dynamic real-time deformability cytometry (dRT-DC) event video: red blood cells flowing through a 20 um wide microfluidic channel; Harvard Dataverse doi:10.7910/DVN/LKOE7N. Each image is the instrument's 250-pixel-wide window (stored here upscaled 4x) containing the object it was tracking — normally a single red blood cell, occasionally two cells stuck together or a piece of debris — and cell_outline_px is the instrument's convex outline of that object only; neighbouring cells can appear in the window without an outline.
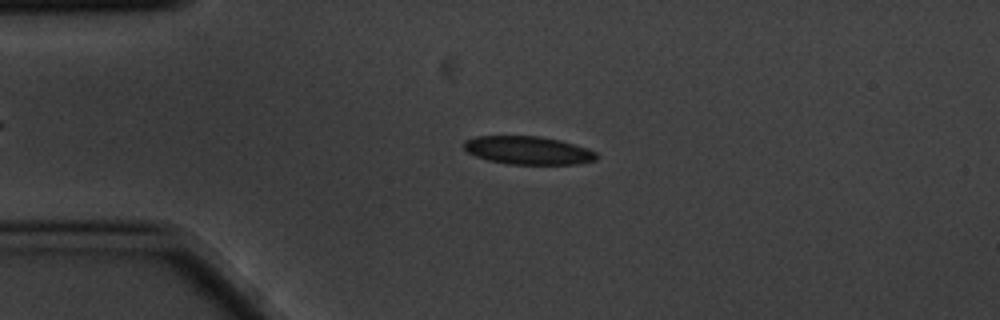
{"species": "common noctule bat (a hibernating species)", "species_latin": "Nyctalus noctula", "temperature_condition": "cold", "stored_images_in_passage": 3, "camera_frame_rate_fps": 3000, "um_per_image_px": 0.085, "animal": {"sex": "male", "body_mass_g": 20.1, "forearm_length_mm": 53.5}, "frame": {"image": 1, "passage_image": 2, "time_ms": 0.333, "image_size_px": [1000, 320], "cell_outline_px": [[600, 156], [596, 160], [576, 164], [508, 164], [488, 160], [476, 156], [468, 152], [464, 148], [464, 140], [476, 136], [540, 136], [560, 140], [576, 144], [588, 148], [596, 152]], "centroid_in_image_um": [44.92, 12.78], "position_along_channel_um": 40.1, "area_um2": 21.91}}